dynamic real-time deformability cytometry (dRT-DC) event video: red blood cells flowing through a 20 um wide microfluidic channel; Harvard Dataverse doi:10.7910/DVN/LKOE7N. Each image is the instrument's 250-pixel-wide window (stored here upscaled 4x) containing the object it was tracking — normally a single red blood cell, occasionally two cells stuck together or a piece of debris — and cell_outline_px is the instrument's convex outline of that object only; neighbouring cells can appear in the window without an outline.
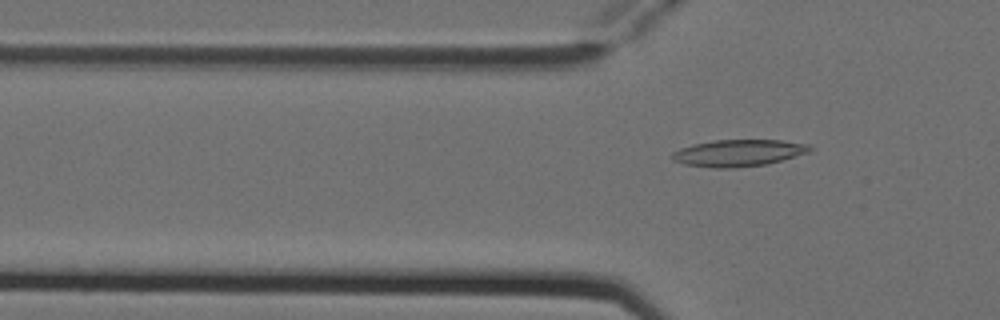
{"species": "Egyptian fruit bat (a non-hibernating species)", "species_latin": "Rousettus aegyptiacus", "temperature_condition": "cold", "stored_images_in_passage": 4, "segment_of_instrument_passage": [2, 2], "camera_frame_rate_fps": 3000, "um_per_image_px": 0.085, "animal": {"sex": "female"}, "frame": {"image": 1, "passage_image": 4, "time_ms": 1.0, "image_size_px": [1000, 320], "cell_outline_px": [[812, 148], [808, 152], [768, 164], [736, 168], [712, 168], [684, 164], [672, 160], [672, 152], [680, 148], [692, 144], [716, 140], [780, 140], [812, 144]], "centroid_in_image_um": [62.76, 13.0], "position_along_channel_um": 63.0, "area_um2": 21.62}}